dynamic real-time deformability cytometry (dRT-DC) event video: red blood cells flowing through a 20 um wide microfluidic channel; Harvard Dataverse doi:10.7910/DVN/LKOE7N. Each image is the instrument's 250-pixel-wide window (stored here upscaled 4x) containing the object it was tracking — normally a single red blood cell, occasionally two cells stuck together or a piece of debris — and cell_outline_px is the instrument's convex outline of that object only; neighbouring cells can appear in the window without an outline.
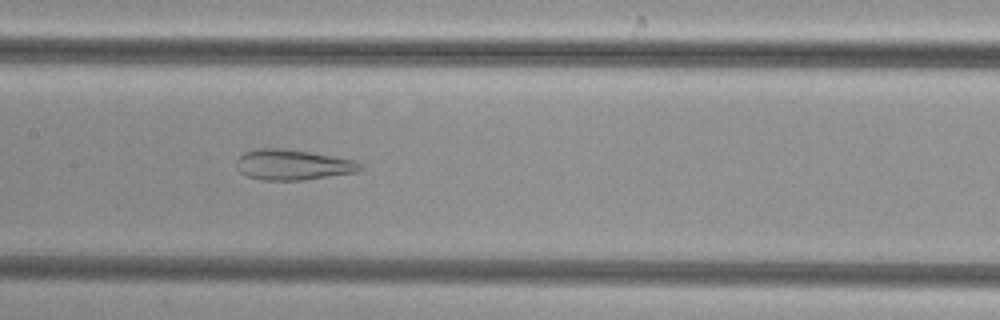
{"species": "common noctule bat (a hibernating species)", "species_latin": "Nyctalus noctula", "temperature_condition": "cold", "stored_images_in_passage": 34, "camera_frame_rate_fps": 3000, "um_per_image_px": 0.085, "animal": {"sex": "female", "body_mass_g": 29.2, "forearm_length_mm": 56.3}, "frame": {"image": 1, "passage_image": 10, "time_ms": 3.0, "image_size_px": [1000, 320], "cell_outline_px": [[364, 168], [356, 172], [304, 180], [264, 180], [248, 176], [240, 172], [236, 164], [236, 160], [244, 152], [256, 148], [280, 148], [308, 152], [356, 160], [364, 164]], "centroid_in_image_um": [24.91, 14.0], "position_along_channel_um": 182.5, "area_um2": 21.96}}
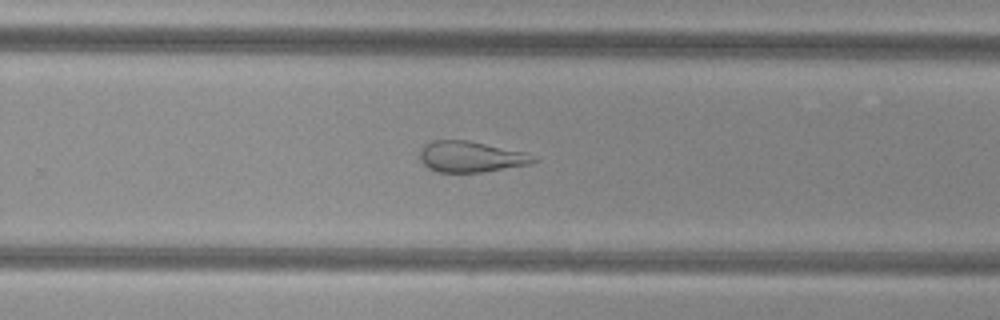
{"frame": {"image": 2, "passage_image": 18, "time_ms": 5.667, "image_size_px": [1000, 320], "cell_outline_px": [[540, 160], [528, 164], [484, 172], [436, 172], [428, 168], [420, 160], [420, 148], [424, 144], [432, 140], [468, 140], [524, 152]], "centroid_in_image_um": [39.97, 13.32], "position_along_channel_um": 289.8, "area_um2": 20.46}}
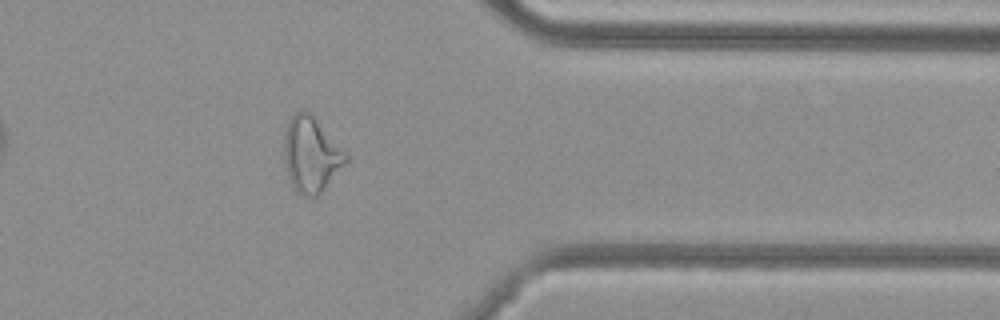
{"frame": {"image": 3, "passage_image": 26, "time_ms": 8.333, "image_size_px": [1000, 320], "cell_outline_px": [[348, 160], [324, 188], [312, 200], [300, 196], [292, 188], [288, 180], [284, 160], [284, 132], [288, 120], [296, 112], [304, 108], [312, 116], [348, 156]], "centroid_in_image_um": [26.37, 13.2], "position_along_channel_um": 385.0, "area_um2": 26.93}}